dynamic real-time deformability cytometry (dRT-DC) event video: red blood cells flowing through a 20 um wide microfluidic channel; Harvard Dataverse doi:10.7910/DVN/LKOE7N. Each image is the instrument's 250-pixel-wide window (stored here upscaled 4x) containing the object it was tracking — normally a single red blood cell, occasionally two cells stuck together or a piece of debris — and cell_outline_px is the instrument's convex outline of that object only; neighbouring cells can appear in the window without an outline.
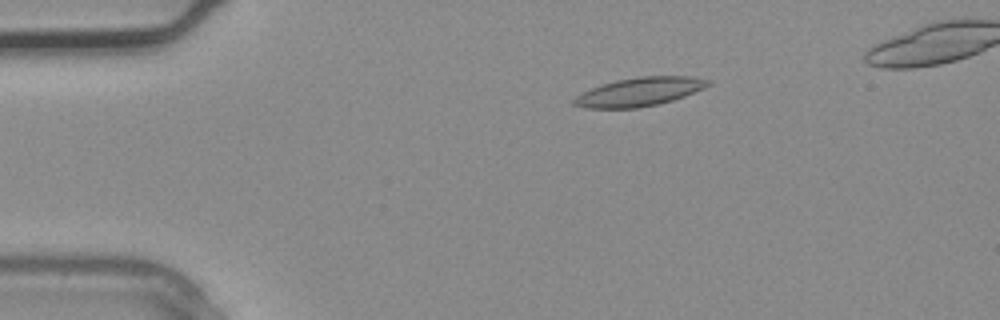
{"species": "common noctule bat (a hibernating species)", "species_latin": "Nyctalus noctula", "temperature_condition": "warm", "stored_images_in_passage": 3, "camera_frame_rate_fps": 3000, "um_per_image_px": 0.085, "animal": {"sex": "male", "body_mass_g": 20.4}, "frame": {"image": 1, "passage_image": 2, "time_ms": 0.333, "image_size_px": [1000, 320], "cell_outline_px": [[712, 84], [704, 88], [684, 96], [672, 100], [656, 104], [636, 108], [588, 108], [572, 104], [572, 100], [580, 92], [616, 80], [640, 76], [692, 76], [712, 80]], "centroid_in_image_um": [54.37, 7.79], "position_along_channel_um": 30.6, "area_um2": 22.31}}